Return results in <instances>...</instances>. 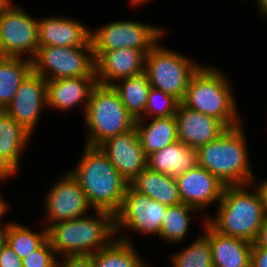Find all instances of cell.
Listing matches in <instances>:
<instances>
[{
  "label": "cell",
  "mask_w": 267,
  "mask_h": 267,
  "mask_svg": "<svg viewBox=\"0 0 267 267\" xmlns=\"http://www.w3.org/2000/svg\"><path fill=\"white\" fill-rule=\"evenodd\" d=\"M10 176L7 173H0V182L1 181H7Z\"/></svg>",
  "instance_id": "7bdbcfd3"
},
{
  "label": "cell",
  "mask_w": 267,
  "mask_h": 267,
  "mask_svg": "<svg viewBox=\"0 0 267 267\" xmlns=\"http://www.w3.org/2000/svg\"><path fill=\"white\" fill-rule=\"evenodd\" d=\"M77 165L68 170L80 184L94 210L116 214L121 208L129 182L111 164L99 148L83 145Z\"/></svg>",
  "instance_id": "6da1fadb"
},
{
  "label": "cell",
  "mask_w": 267,
  "mask_h": 267,
  "mask_svg": "<svg viewBox=\"0 0 267 267\" xmlns=\"http://www.w3.org/2000/svg\"><path fill=\"white\" fill-rule=\"evenodd\" d=\"M133 244L116 238L108 247L91 254L94 267H148Z\"/></svg>",
  "instance_id": "4316f807"
},
{
  "label": "cell",
  "mask_w": 267,
  "mask_h": 267,
  "mask_svg": "<svg viewBox=\"0 0 267 267\" xmlns=\"http://www.w3.org/2000/svg\"><path fill=\"white\" fill-rule=\"evenodd\" d=\"M180 101L171 94L150 88L145 114L141 118L168 117L175 115Z\"/></svg>",
  "instance_id": "4dcf8cb0"
},
{
  "label": "cell",
  "mask_w": 267,
  "mask_h": 267,
  "mask_svg": "<svg viewBox=\"0 0 267 267\" xmlns=\"http://www.w3.org/2000/svg\"><path fill=\"white\" fill-rule=\"evenodd\" d=\"M258 247L267 249V219L261 226L258 236L254 242Z\"/></svg>",
  "instance_id": "8d00e7d4"
},
{
  "label": "cell",
  "mask_w": 267,
  "mask_h": 267,
  "mask_svg": "<svg viewBox=\"0 0 267 267\" xmlns=\"http://www.w3.org/2000/svg\"><path fill=\"white\" fill-rule=\"evenodd\" d=\"M40 18L38 19L39 46H92L91 30L80 21L60 15Z\"/></svg>",
  "instance_id": "ac0fdd59"
},
{
  "label": "cell",
  "mask_w": 267,
  "mask_h": 267,
  "mask_svg": "<svg viewBox=\"0 0 267 267\" xmlns=\"http://www.w3.org/2000/svg\"><path fill=\"white\" fill-rule=\"evenodd\" d=\"M32 69L45 80L96 77L92 46H39Z\"/></svg>",
  "instance_id": "ba28073f"
},
{
  "label": "cell",
  "mask_w": 267,
  "mask_h": 267,
  "mask_svg": "<svg viewBox=\"0 0 267 267\" xmlns=\"http://www.w3.org/2000/svg\"><path fill=\"white\" fill-rule=\"evenodd\" d=\"M0 267H23L22 259L7 243L0 249Z\"/></svg>",
  "instance_id": "836d02e7"
},
{
  "label": "cell",
  "mask_w": 267,
  "mask_h": 267,
  "mask_svg": "<svg viewBox=\"0 0 267 267\" xmlns=\"http://www.w3.org/2000/svg\"><path fill=\"white\" fill-rule=\"evenodd\" d=\"M11 0H0V14L3 8L10 2Z\"/></svg>",
  "instance_id": "b9f144b4"
},
{
  "label": "cell",
  "mask_w": 267,
  "mask_h": 267,
  "mask_svg": "<svg viewBox=\"0 0 267 267\" xmlns=\"http://www.w3.org/2000/svg\"><path fill=\"white\" fill-rule=\"evenodd\" d=\"M47 240V228L41 231H32L16 222H11L7 231L6 243L21 259L30 255Z\"/></svg>",
  "instance_id": "f1b7e54d"
},
{
  "label": "cell",
  "mask_w": 267,
  "mask_h": 267,
  "mask_svg": "<svg viewBox=\"0 0 267 267\" xmlns=\"http://www.w3.org/2000/svg\"><path fill=\"white\" fill-rule=\"evenodd\" d=\"M181 202L204 211L212 204L218 205L225 184L208 170L196 165L176 178Z\"/></svg>",
  "instance_id": "9a60e30c"
},
{
  "label": "cell",
  "mask_w": 267,
  "mask_h": 267,
  "mask_svg": "<svg viewBox=\"0 0 267 267\" xmlns=\"http://www.w3.org/2000/svg\"><path fill=\"white\" fill-rule=\"evenodd\" d=\"M178 141L197 149L217 139L228 128L214 117L184 106L181 102L175 112Z\"/></svg>",
  "instance_id": "e0dca14e"
},
{
  "label": "cell",
  "mask_w": 267,
  "mask_h": 267,
  "mask_svg": "<svg viewBox=\"0 0 267 267\" xmlns=\"http://www.w3.org/2000/svg\"><path fill=\"white\" fill-rule=\"evenodd\" d=\"M184 249L172 253L173 267H213L209 238L203 233Z\"/></svg>",
  "instance_id": "f546056e"
},
{
  "label": "cell",
  "mask_w": 267,
  "mask_h": 267,
  "mask_svg": "<svg viewBox=\"0 0 267 267\" xmlns=\"http://www.w3.org/2000/svg\"><path fill=\"white\" fill-rule=\"evenodd\" d=\"M46 94V80L32 70L5 111L32 135L42 109L47 107Z\"/></svg>",
  "instance_id": "4fadbf2b"
},
{
  "label": "cell",
  "mask_w": 267,
  "mask_h": 267,
  "mask_svg": "<svg viewBox=\"0 0 267 267\" xmlns=\"http://www.w3.org/2000/svg\"><path fill=\"white\" fill-rule=\"evenodd\" d=\"M31 134L5 110H0V167L10 176L20 170V159Z\"/></svg>",
  "instance_id": "44dd1931"
},
{
  "label": "cell",
  "mask_w": 267,
  "mask_h": 267,
  "mask_svg": "<svg viewBox=\"0 0 267 267\" xmlns=\"http://www.w3.org/2000/svg\"><path fill=\"white\" fill-rule=\"evenodd\" d=\"M139 118L135 127L146 156L178 141L177 120L175 115L168 117ZM146 124V125H145Z\"/></svg>",
  "instance_id": "603a6c76"
},
{
  "label": "cell",
  "mask_w": 267,
  "mask_h": 267,
  "mask_svg": "<svg viewBox=\"0 0 267 267\" xmlns=\"http://www.w3.org/2000/svg\"><path fill=\"white\" fill-rule=\"evenodd\" d=\"M97 85L96 77H71L46 80L47 107L60 110L61 113L70 111L82 105L83 114L90 100L91 92ZM83 103V104H82Z\"/></svg>",
  "instance_id": "d6986e66"
},
{
  "label": "cell",
  "mask_w": 267,
  "mask_h": 267,
  "mask_svg": "<svg viewBox=\"0 0 267 267\" xmlns=\"http://www.w3.org/2000/svg\"><path fill=\"white\" fill-rule=\"evenodd\" d=\"M228 76L220 68L201 65L191 76L181 103L220 120L227 128L240 124V114Z\"/></svg>",
  "instance_id": "5b68a950"
},
{
  "label": "cell",
  "mask_w": 267,
  "mask_h": 267,
  "mask_svg": "<svg viewBox=\"0 0 267 267\" xmlns=\"http://www.w3.org/2000/svg\"><path fill=\"white\" fill-rule=\"evenodd\" d=\"M252 185L258 190L267 216V178L257 182L256 177H254Z\"/></svg>",
  "instance_id": "d590c367"
},
{
  "label": "cell",
  "mask_w": 267,
  "mask_h": 267,
  "mask_svg": "<svg viewBox=\"0 0 267 267\" xmlns=\"http://www.w3.org/2000/svg\"><path fill=\"white\" fill-rule=\"evenodd\" d=\"M94 212V216L89 213L46 227L47 239L59 258L94 254L117 238L115 215L107 211Z\"/></svg>",
  "instance_id": "7a4b0ae2"
},
{
  "label": "cell",
  "mask_w": 267,
  "mask_h": 267,
  "mask_svg": "<svg viewBox=\"0 0 267 267\" xmlns=\"http://www.w3.org/2000/svg\"><path fill=\"white\" fill-rule=\"evenodd\" d=\"M97 84L112 86L117 81L144 73L145 53L136 48L93 52Z\"/></svg>",
  "instance_id": "2e32d148"
},
{
  "label": "cell",
  "mask_w": 267,
  "mask_h": 267,
  "mask_svg": "<svg viewBox=\"0 0 267 267\" xmlns=\"http://www.w3.org/2000/svg\"><path fill=\"white\" fill-rule=\"evenodd\" d=\"M203 232L209 238L213 267H250L253 243L217 233L203 217Z\"/></svg>",
  "instance_id": "ffe728a7"
},
{
  "label": "cell",
  "mask_w": 267,
  "mask_h": 267,
  "mask_svg": "<svg viewBox=\"0 0 267 267\" xmlns=\"http://www.w3.org/2000/svg\"><path fill=\"white\" fill-rule=\"evenodd\" d=\"M57 267H94V261L91 255L64 256Z\"/></svg>",
  "instance_id": "d6a6232c"
},
{
  "label": "cell",
  "mask_w": 267,
  "mask_h": 267,
  "mask_svg": "<svg viewBox=\"0 0 267 267\" xmlns=\"http://www.w3.org/2000/svg\"><path fill=\"white\" fill-rule=\"evenodd\" d=\"M46 218L45 227L61 221L83 217L90 210L86 194L69 171L50 187L44 196Z\"/></svg>",
  "instance_id": "7c38bea8"
},
{
  "label": "cell",
  "mask_w": 267,
  "mask_h": 267,
  "mask_svg": "<svg viewBox=\"0 0 267 267\" xmlns=\"http://www.w3.org/2000/svg\"><path fill=\"white\" fill-rule=\"evenodd\" d=\"M243 126L228 128L217 139L196 149L197 165L226 186L252 184L255 177Z\"/></svg>",
  "instance_id": "277c9868"
},
{
  "label": "cell",
  "mask_w": 267,
  "mask_h": 267,
  "mask_svg": "<svg viewBox=\"0 0 267 267\" xmlns=\"http://www.w3.org/2000/svg\"><path fill=\"white\" fill-rule=\"evenodd\" d=\"M0 173H6V172L0 167Z\"/></svg>",
  "instance_id": "ee69618b"
},
{
  "label": "cell",
  "mask_w": 267,
  "mask_h": 267,
  "mask_svg": "<svg viewBox=\"0 0 267 267\" xmlns=\"http://www.w3.org/2000/svg\"><path fill=\"white\" fill-rule=\"evenodd\" d=\"M197 165L195 148L181 141L166 146L148 156L147 167L151 170L177 178Z\"/></svg>",
  "instance_id": "7402d4cb"
},
{
  "label": "cell",
  "mask_w": 267,
  "mask_h": 267,
  "mask_svg": "<svg viewBox=\"0 0 267 267\" xmlns=\"http://www.w3.org/2000/svg\"><path fill=\"white\" fill-rule=\"evenodd\" d=\"M38 47V19L11 0L0 14V56L32 61Z\"/></svg>",
  "instance_id": "8fae6325"
},
{
  "label": "cell",
  "mask_w": 267,
  "mask_h": 267,
  "mask_svg": "<svg viewBox=\"0 0 267 267\" xmlns=\"http://www.w3.org/2000/svg\"><path fill=\"white\" fill-rule=\"evenodd\" d=\"M99 148L128 182L147 168L148 157L144 152L136 127L107 139Z\"/></svg>",
  "instance_id": "5bb4252c"
},
{
  "label": "cell",
  "mask_w": 267,
  "mask_h": 267,
  "mask_svg": "<svg viewBox=\"0 0 267 267\" xmlns=\"http://www.w3.org/2000/svg\"><path fill=\"white\" fill-rule=\"evenodd\" d=\"M87 138L85 145L99 147L107 139L128 132L136 120L123 105L112 86L97 84L84 113Z\"/></svg>",
  "instance_id": "8992f818"
},
{
  "label": "cell",
  "mask_w": 267,
  "mask_h": 267,
  "mask_svg": "<svg viewBox=\"0 0 267 267\" xmlns=\"http://www.w3.org/2000/svg\"><path fill=\"white\" fill-rule=\"evenodd\" d=\"M162 26L142 21L119 20L106 23L91 31L93 52H107L121 48H136L147 54L167 34Z\"/></svg>",
  "instance_id": "9c48e42d"
},
{
  "label": "cell",
  "mask_w": 267,
  "mask_h": 267,
  "mask_svg": "<svg viewBox=\"0 0 267 267\" xmlns=\"http://www.w3.org/2000/svg\"><path fill=\"white\" fill-rule=\"evenodd\" d=\"M129 185L134 190L167 206L182 203L176 179L148 167L131 180Z\"/></svg>",
  "instance_id": "cb8c5ba5"
},
{
  "label": "cell",
  "mask_w": 267,
  "mask_h": 267,
  "mask_svg": "<svg viewBox=\"0 0 267 267\" xmlns=\"http://www.w3.org/2000/svg\"><path fill=\"white\" fill-rule=\"evenodd\" d=\"M32 70L29 59L0 56V110L7 108L19 85Z\"/></svg>",
  "instance_id": "d4e9b609"
},
{
  "label": "cell",
  "mask_w": 267,
  "mask_h": 267,
  "mask_svg": "<svg viewBox=\"0 0 267 267\" xmlns=\"http://www.w3.org/2000/svg\"><path fill=\"white\" fill-rule=\"evenodd\" d=\"M58 255L48 239L30 255L22 259L23 267H57Z\"/></svg>",
  "instance_id": "1f68e13d"
},
{
  "label": "cell",
  "mask_w": 267,
  "mask_h": 267,
  "mask_svg": "<svg viewBox=\"0 0 267 267\" xmlns=\"http://www.w3.org/2000/svg\"><path fill=\"white\" fill-rule=\"evenodd\" d=\"M250 188L253 190L250 191ZM217 206L215 217L206 218V223L213 230L255 242L267 216L258 190L252 184L225 186Z\"/></svg>",
  "instance_id": "3957f363"
},
{
  "label": "cell",
  "mask_w": 267,
  "mask_h": 267,
  "mask_svg": "<svg viewBox=\"0 0 267 267\" xmlns=\"http://www.w3.org/2000/svg\"><path fill=\"white\" fill-rule=\"evenodd\" d=\"M250 267H267V249L252 245Z\"/></svg>",
  "instance_id": "e575fe53"
},
{
  "label": "cell",
  "mask_w": 267,
  "mask_h": 267,
  "mask_svg": "<svg viewBox=\"0 0 267 267\" xmlns=\"http://www.w3.org/2000/svg\"><path fill=\"white\" fill-rule=\"evenodd\" d=\"M112 87L117 91L123 105L135 120L145 114L148 92L151 88L145 73L121 79Z\"/></svg>",
  "instance_id": "484cf974"
},
{
  "label": "cell",
  "mask_w": 267,
  "mask_h": 267,
  "mask_svg": "<svg viewBox=\"0 0 267 267\" xmlns=\"http://www.w3.org/2000/svg\"><path fill=\"white\" fill-rule=\"evenodd\" d=\"M131 6L133 5L134 7H140V5H143L144 3L149 2L150 0H129ZM152 1V0H151Z\"/></svg>",
  "instance_id": "60d3db41"
},
{
  "label": "cell",
  "mask_w": 267,
  "mask_h": 267,
  "mask_svg": "<svg viewBox=\"0 0 267 267\" xmlns=\"http://www.w3.org/2000/svg\"><path fill=\"white\" fill-rule=\"evenodd\" d=\"M10 222H6V225L2 222L0 223V249L6 244L7 231L9 228Z\"/></svg>",
  "instance_id": "74e56055"
},
{
  "label": "cell",
  "mask_w": 267,
  "mask_h": 267,
  "mask_svg": "<svg viewBox=\"0 0 267 267\" xmlns=\"http://www.w3.org/2000/svg\"><path fill=\"white\" fill-rule=\"evenodd\" d=\"M167 207V205L134 190L128 185L121 208L115 214L117 238L128 243H133L129 237L130 235L126 233L127 229L128 231L152 236L157 235L159 237ZM124 230L125 232H123Z\"/></svg>",
  "instance_id": "30bf717a"
},
{
  "label": "cell",
  "mask_w": 267,
  "mask_h": 267,
  "mask_svg": "<svg viewBox=\"0 0 267 267\" xmlns=\"http://www.w3.org/2000/svg\"><path fill=\"white\" fill-rule=\"evenodd\" d=\"M258 11L267 18V0H255Z\"/></svg>",
  "instance_id": "ab89813d"
},
{
  "label": "cell",
  "mask_w": 267,
  "mask_h": 267,
  "mask_svg": "<svg viewBox=\"0 0 267 267\" xmlns=\"http://www.w3.org/2000/svg\"><path fill=\"white\" fill-rule=\"evenodd\" d=\"M201 65L186 55L157 43L145 55L144 73L152 88L184 99L191 76Z\"/></svg>",
  "instance_id": "52a82bcc"
},
{
  "label": "cell",
  "mask_w": 267,
  "mask_h": 267,
  "mask_svg": "<svg viewBox=\"0 0 267 267\" xmlns=\"http://www.w3.org/2000/svg\"><path fill=\"white\" fill-rule=\"evenodd\" d=\"M1 193L2 192L0 191V219H1L0 221L2 222V220H3L2 217H4V215L7 214V211H9L8 210L9 205L7 204L8 202L4 200V197Z\"/></svg>",
  "instance_id": "f35d334b"
},
{
  "label": "cell",
  "mask_w": 267,
  "mask_h": 267,
  "mask_svg": "<svg viewBox=\"0 0 267 267\" xmlns=\"http://www.w3.org/2000/svg\"><path fill=\"white\" fill-rule=\"evenodd\" d=\"M197 211L194 207L184 203L168 206L161 225L159 238L163 242L172 245L183 243V240L189 234L190 221L194 217L192 213L196 214Z\"/></svg>",
  "instance_id": "83f0119b"
}]
</instances>
